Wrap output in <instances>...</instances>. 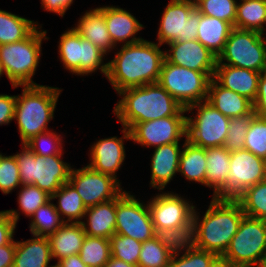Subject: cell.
<instances>
[{
	"mask_svg": "<svg viewBox=\"0 0 266 267\" xmlns=\"http://www.w3.org/2000/svg\"><path fill=\"white\" fill-rule=\"evenodd\" d=\"M158 43L142 40L121 46L108 62L107 79L118 93L121 90L158 82L165 51Z\"/></svg>",
	"mask_w": 266,
	"mask_h": 267,
	"instance_id": "cell-1",
	"label": "cell"
},
{
	"mask_svg": "<svg viewBox=\"0 0 266 267\" xmlns=\"http://www.w3.org/2000/svg\"><path fill=\"white\" fill-rule=\"evenodd\" d=\"M122 96L113 112L128 130L136 123L167 116H185V108L158 82L131 87L118 92Z\"/></svg>",
	"mask_w": 266,
	"mask_h": 267,
	"instance_id": "cell-2",
	"label": "cell"
},
{
	"mask_svg": "<svg viewBox=\"0 0 266 267\" xmlns=\"http://www.w3.org/2000/svg\"><path fill=\"white\" fill-rule=\"evenodd\" d=\"M198 214L195 209L193 214V221L196 225L195 247L213 252L221 257L245 216L241 204L236 199L212 197L202 220Z\"/></svg>",
	"mask_w": 266,
	"mask_h": 267,
	"instance_id": "cell-3",
	"label": "cell"
},
{
	"mask_svg": "<svg viewBox=\"0 0 266 267\" xmlns=\"http://www.w3.org/2000/svg\"><path fill=\"white\" fill-rule=\"evenodd\" d=\"M22 87V94L16 95L14 120L23 145L36 135L49 131L47 125L54 117L62 89L44 85Z\"/></svg>",
	"mask_w": 266,
	"mask_h": 267,
	"instance_id": "cell-4",
	"label": "cell"
},
{
	"mask_svg": "<svg viewBox=\"0 0 266 267\" xmlns=\"http://www.w3.org/2000/svg\"><path fill=\"white\" fill-rule=\"evenodd\" d=\"M37 26L25 39L0 45V62L6 77L13 88L26 85H39L32 80L41 57L42 40L46 30Z\"/></svg>",
	"mask_w": 266,
	"mask_h": 267,
	"instance_id": "cell-5",
	"label": "cell"
},
{
	"mask_svg": "<svg viewBox=\"0 0 266 267\" xmlns=\"http://www.w3.org/2000/svg\"><path fill=\"white\" fill-rule=\"evenodd\" d=\"M22 147V151L14 155L22 185H34L52 195L69 181L72 168L62 160L63 154L43 157L32 152L26 144Z\"/></svg>",
	"mask_w": 266,
	"mask_h": 267,
	"instance_id": "cell-6",
	"label": "cell"
},
{
	"mask_svg": "<svg viewBox=\"0 0 266 267\" xmlns=\"http://www.w3.org/2000/svg\"><path fill=\"white\" fill-rule=\"evenodd\" d=\"M266 256V220L244 216L221 260L234 267H259Z\"/></svg>",
	"mask_w": 266,
	"mask_h": 267,
	"instance_id": "cell-7",
	"label": "cell"
},
{
	"mask_svg": "<svg viewBox=\"0 0 266 267\" xmlns=\"http://www.w3.org/2000/svg\"><path fill=\"white\" fill-rule=\"evenodd\" d=\"M214 73L177 66L165 59L158 83L184 108H187L207 100L209 82Z\"/></svg>",
	"mask_w": 266,
	"mask_h": 267,
	"instance_id": "cell-8",
	"label": "cell"
},
{
	"mask_svg": "<svg viewBox=\"0 0 266 267\" xmlns=\"http://www.w3.org/2000/svg\"><path fill=\"white\" fill-rule=\"evenodd\" d=\"M216 64H226L262 73L266 69L264 35L254 30L233 28Z\"/></svg>",
	"mask_w": 266,
	"mask_h": 267,
	"instance_id": "cell-9",
	"label": "cell"
},
{
	"mask_svg": "<svg viewBox=\"0 0 266 267\" xmlns=\"http://www.w3.org/2000/svg\"><path fill=\"white\" fill-rule=\"evenodd\" d=\"M196 109L194 117H186L187 140L201 148L224 146L230 118L224 116L207 100L185 108L186 112Z\"/></svg>",
	"mask_w": 266,
	"mask_h": 267,
	"instance_id": "cell-10",
	"label": "cell"
},
{
	"mask_svg": "<svg viewBox=\"0 0 266 267\" xmlns=\"http://www.w3.org/2000/svg\"><path fill=\"white\" fill-rule=\"evenodd\" d=\"M58 49L64 68L72 74L84 76L99 69L107 76L108 63H103L107 54L82 38L74 27L61 35Z\"/></svg>",
	"mask_w": 266,
	"mask_h": 267,
	"instance_id": "cell-11",
	"label": "cell"
},
{
	"mask_svg": "<svg viewBox=\"0 0 266 267\" xmlns=\"http://www.w3.org/2000/svg\"><path fill=\"white\" fill-rule=\"evenodd\" d=\"M200 11L193 0H171L165 7L158 28V44L197 39Z\"/></svg>",
	"mask_w": 266,
	"mask_h": 267,
	"instance_id": "cell-12",
	"label": "cell"
},
{
	"mask_svg": "<svg viewBox=\"0 0 266 267\" xmlns=\"http://www.w3.org/2000/svg\"><path fill=\"white\" fill-rule=\"evenodd\" d=\"M115 234L140 242L155 236L148 204H143L125 190L116 198Z\"/></svg>",
	"mask_w": 266,
	"mask_h": 267,
	"instance_id": "cell-13",
	"label": "cell"
},
{
	"mask_svg": "<svg viewBox=\"0 0 266 267\" xmlns=\"http://www.w3.org/2000/svg\"><path fill=\"white\" fill-rule=\"evenodd\" d=\"M229 165L227 184L214 198L236 199L265 179V160L246 149L231 152Z\"/></svg>",
	"mask_w": 266,
	"mask_h": 267,
	"instance_id": "cell-14",
	"label": "cell"
},
{
	"mask_svg": "<svg viewBox=\"0 0 266 267\" xmlns=\"http://www.w3.org/2000/svg\"><path fill=\"white\" fill-rule=\"evenodd\" d=\"M81 196L86 208L117 198L122 192L120 180L94 171L89 166L71 169L68 181Z\"/></svg>",
	"mask_w": 266,
	"mask_h": 267,
	"instance_id": "cell-15",
	"label": "cell"
},
{
	"mask_svg": "<svg viewBox=\"0 0 266 267\" xmlns=\"http://www.w3.org/2000/svg\"><path fill=\"white\" fill-rule=\"evenodd\" d=\"M187 116H167L134 124L130 129L131 140L143 147L154 148L178 143L186 137Z\"/></svg>",
	"mask_w": 266,
	"mask_h": 267,
	"instance_id": "cell-16",
	"label": "cell"
},
{
	"mask_svg": "<svg viewBox=\"0 0 266 267\" xmlns=\"http://www.w3.org/2000/svg\"><path fill=\"white\" fill-rule=\"evenodd\" d=\"M150 200L147 203L154 229L178 228L193 220L196 207L177 193L162 192Z\"/></svg>",
	"mask_w": 266,
	"mask_h": 267,
	"instance_id": "cell-17",
	"label": "cell"
},
{
	"mask_svg": "<svg viewBox=\"0 0 266 267\" xmlns=\"http://www.w3.org/2000/svg\"><path fill=\"white\" fill-rule=\"evenodd\" d=\"M124 135L104 138L93 143L90 151L91 162L87 165L91 169L103 174L110 175L117 179V171L123 165L126 153L124 139L131 140L130 131L124 127L121 131Z\"/></svg>",
	"mask_w": 266,
	"mask_h": 267,
	"instance_id": "cell-18",
	"label": "cell"
},
{
	"mask_svg": "<svg viewBox=\"0 0 266 267\" xmlns=\"http://www.w3.org/2000/svg\"><path fill=\"white\" fill-rule=\"evenodd\" d=\"M167 44L170 49L165 51V59L169 63L201 72H215L217 57L197 39Z\"/></svg>",
	"mask_w": 266,
	"mask_h": 267,
	"instance_id": "cell-19",
	"label": "cell"
},
{
	"mask_svg": "<svg viewBox=\"0 0 266 267\" xmlns=\"http://www.w3.org/2000/svg\"><path fill=\"white\" fill-rule=\"evenodd\" d=\"M260 75V72L253 70L216 64L213 78L224 88L246 97L253 103L257 95Z\"/></svg>",
	"mask_w": 266,
	"mask_h": 267,
	"instance_id": "cell-20",
	"label": "cell"
},
{
	"mask_svg": "<svg viewBox=\"0 0 266 267\" xmlns=\"http://www.w3.org/2000/svg\"><path fill=\"white\" fill-rule=\"evenodd\" d=\"M104 18L110 38L115 46L120 42L128 45L144 40L142 37L137 38L135 36L144 26L125 9L118 6H104Z\"/></svg>",
	"mask_w": 266,
	"mask_h": 267,
	"instance_id": "cell-21",
	"label": "cell"
},
{
	"mask_svg": "<svg viewBox=\"0 0 266 267\" xmlns=\"http://www.w3.org/2000/svg\"><path fill=\"white\" fill-rule=\"evenodd\" d=\"M181 151L179 142L155 148L151 158V187L159 191L164 190L175 174L178 173Z\"/></svg>",
	"mask_w": 266,
	"mask_h": 267,
	"instance_id": "cell-22",
	"label": "cell"
},
{
	"mask_svg": "<svg viewBox=\"0 0 266 267\" xmlns=\"http://www.w3.org/2000/svg\"><path fill=\"white\" fill-rule=\"evenodd\" d=\"M207 101L228 118L249 115L253 111L249 99L224 88L214 78L209 82Z\"/></svg>",
	"mask_w": 266,
	"mask_h": 267,
	"instance_id": "cell-23",
	"label": "cell"
},
{
	"mask_svg": "<svg viewBox=\"0 0 266 267\" xmlns=\"http://www.w3.org/2000/svg\"><path fill=\"white\" fill-rule=\"evenodd\" d=\"M74 29L80 36L89 40L106 54L116 46L113 44L104 18V6L86 11L79 19Z\"/></svg>",
	"mask_w": 266,
	"mask_h": 267,
	"instance_id": "cell-24",
	"label": "cell"
},
{
	"mask_svg": "<svg viewBox=\"0 0 266 267\" xmlns=\"http://www.w3.org/2000/svg\"><path fill=\"white\" fill-rule=\"evenodd\" d=\"M85 215L87 222L81 224L87 236L110 239L115 234L116 198L87 208Z\"/></svg>",
	"mask_w": 266,
	"mask_h": 267,
	"instance_id": "cell-25",
	"label": "cell"
},
{
	"mask_svg": "<svg viewBox=\"0 0 266 267\" xmlns=\"http://www.w3.org/2000/svg\"><path fill=\"white\" fill-rule=\"evenodd\" d=\"M86 234L81 223H64L48 236L52 258L61 259L79 254Z\"/></svg>",
	"mask_w": 266,
	"mask_h": 267,
	"instance_id": "cell-26",
	"label": "cell"
},
{
	"mask_svg": "<svg viewBox=\"0 0 266 267\" xmlns=\"http://www.w3.org/2000/svg\"><path fill=\"white\" fill-rule=\"evenodd\" d=\"M26 241H16L13 267H54L47 237L35 236Z\"/></svg>",
	"mask_w": 266,
	"mask_h": 267,
	"instance_id": "cell-27",
	"label": "cell"
},
{
	"mask_svg": "<svg viewBox=\"0 0 266 267\" xmlns=\"http://www.w3.org/2000/svg\"><path fill=\"white\" fill-rule=\"evenodd\" d=\"M233 28L224 20L200 12L197 40L218 58Z\"/></svg>",
	"mask_w": 266,
	"mask_h": 267,
	"instance_id": "cell-28",
	"label": "cell"
},
{
	"mask_svg": "<svg viewBox=\"0 0 266 267\" xmlns=\"http://www.w3.org/2000/svg\"><path fill=\"white\" fill-rule=\"evenodd\" d=\"M231 152L224 146L206 148V186L215 197L227 184Z\"/></svg>",
	"mask_w": 266,
	"mask_h": 267,
	"instance_id": "cell-29",
	"label": "cell"
},
{
	"mask_svg": "<svg viewBox=\"0 0 266 267\" xmlns=\"http://www.w3.org/2000/svg\"><path fill=\"white\" fill-rule=\"evenodd\" d=\"M206 149L191 144L187 137L180 154L178 173L206 186Z\"/></svg>",
	"mask_w": 266,
	"mask_h": 267,
	"instance_id": "cell-30",
	"label": "cell"
},
{
	"mask_svg": "<svg viewBox=\"0 0 266 267\" xmlns=\"http://www.w3.org/2000/svg\"><path fill=\"white\" fill-rule=\"evenodd\" d=\"M155 237L172 254H180L196 246V225L192 220L184 226L170 229H154Z\"/></svg>",
	"mask_w": 266,
	"mask_h": 267,
	"instance_id": "cell-31",
	"label": "cell"
},
{
	"mask_svg": "<svg viewBox=\"0 0 266 267\" xmlns=\"http://www.w3.org/2000/svg\"><path fill=\"white\" fill-rule=\"evenodd\" d=\"M58 198V205H55L56 210L59 212L62 220L65 223H81L87 210L81 196L76 189L69 183H64L54 194L51 199ZM65 216L67 220H65Z\"/></svg>",
	"mask_w": 266,
	"mask_h": 267,
	"instance_id": "cell-32",
	"label": "cell"
},
{
	"mask_svg": "<svg viewBox=\"0 0 266 267\" xmlns=\"http://www.w3.org/2000/svg\"><path fill=\"white\" fill-rule=\"evenodd\" d=\"M240 2H237L234 28L254 30L264 34L266 0H240Z\"/></svg>",
	"mask_w": 266,
	"mask_h": 267,
	"instance_id": "cell-33",
	"label": "cell"
},
{
	"mask_svg": "<svg viewBox=\"0 0 266 267\" xmlns=\"http://www.w3.org/2000/svg\"><path fill=\"white\" fill-rule=\"evenodd\" d=\"M38 22L0 9V45L25 39Z\"/></svg>",
	"mask_w": 266,
	"mask_h": 267,
	"instance_id": "cell-34",
	"label": "cell"
},
{
	"mask_svg": "<svg viewBox=\"0 0 266 267\" xmlns=\"http://www.w3.org/2000/svg\"><path fill=\"white\" fill-rule=\"evenodd\" d=\"M51 201L41 205L30 217L32 235L48 237L65 223Z\"/></svg>",
	"mask_w": 266,
	"mask_h": 267,
	"instance_id": "cell-35",
	"label": "cell"
},
{
	"mask_svg": "<svg viewBox=\"0 0 266 267\" xmlns=\"http://www.w3.org/2000/svg\"><path fill=\"white\" fill-rule=\"evenodd\" d=\"M79 256L88 267H104L111 257L110 240L86 235Z\"/></svg>",
	"mask_w": 266,
	"mask_h": 267,
	"instance_id": "cell-36",
	"label": "cell"
},
{
	"mask_svg": "<svg viewBox=\"0 0 266 267\" xmlns=\"http://www.w3.org/2000/svg\"><path fill=\"white\" fill-rule=\"evenodd\" d=\"M236 200L245 216L266 220V180L247 188Z\"/></svg>",
	"mask_w": 266,
	"mask_h": 267,
	"instance_id": "cell-37",
	"label": "cell"
},
{
	"mask_svg": "<svg viewBox=\"0 0 266 267\" xmlns=\"http://www.w3.org/2000/svg\"><path fill=\"white\" fill-rule=\"evenodd\" d=\"M172 254L154 236L142 242L138 267H168Z\"/></svg>",
	"mask_w": 266,
	"mask_h": 267,
	"instance_id": "cell-38",
	"label": "cell"
},
{
	"mask_svg": "<svg viewBox=\"0 0 266 267\" xmlns=\"http://www.w3.org/2000/svg\"><path fill=\"white\" fill-rule=\"evenodd\" d=\"M109 240L112 257L131 265H138L142 242L119 234H113Z\"/></svg>",
	"mask_w": 266,
	"mask_h": 267,
	"instance_id": "cell-39",
	"label": "cell"
},
{
	"mask_svg": "<svg viewBox=\"0 0 266 267\" xmlns=\"http://www.w3.org/2000/svg\"><path fill=\"white\" fill-rule=\"evenodd\" d=\"M244 149L266 159V117L254 115L249 123Z\"/></svg>",
	"mask_w": 266,
	"mask_h": 267,
	"instance_id": "cell-40",
	"label": "cell"
},
{
	"mask_svg": "<svg viewBox=\"0 0 266 267\" xmlns=\"http://www.w3.org/2000/svg\"><path fill=\"white\" fill-rule=\"evenodd\" d=\"M195 7L205 16L215 17L230 23L236 20V0H196Z\"/></svg>",
	"mask_w": 266,
	"mask_h": 267,
	"instance_id": "cell-41",
	"label": "cell"
},
{
	"mask_svg": "<svg viewBox=\"0 0 266 267\" xmlns=\"http://www.w3.org/2000/svg\"><path fill=\"white\" fill-rule=\"evenodd\" d=\"M178 256L172 255L168 267H212L220 259L217 254L196 247Z\"/></svg>",
	"mask_w": 266,
	"mask_h": 267,
	"instance_id": "cell-42",
	"label": "cell"
},
{
	"mask_svg": "<svg viewBox=\"0 0 266 267\" xmlns=\"http://www.w3.org/2000/svg\"><path fill=\"white\" fill-rule=\"evenodd\" d=\"M62 137L50 130L36 135L26 143V146L36 155L43 157L62 154Z\"/></svg>",
	"mask_w": 266,
	"mask_h": 267,
	"instance_id": "cell-43",
	"label": "cell"
},
{
	"mask_svg": "<svg viewBox=\"0 0 266 267\" xmlns=\"http://www.w3.org/2000/svg\"><path fill=\"white\" fill-rule=\"evenodd\" d=\"M254 115L255 113L252 111L249 115L230 118L224 143V147L230 152L244 149L246 133Z\"/></svg>",
	"mask_w": 266,
	"mask_h": 267,
	"instance_id": "cell-44",
	"label": "cell"
},
{
	"mask_svg": "<svg viewBox=\"0 0 266 267\" xmlns=\"http://www.w3.org/2000/svg\"><path fill=\"white\" fill-rule=\"evenodd\" d=\"M18 193L19 209L22 210L27 217H31L33 213L43 204L51 199L46 191L41 190L34 185H21Z\"/></svg>",
	"mask_w": 266,
	"mask_h": 267,
	"instance_id": "cell-45",
	"label": "cell"
},
{
	"mask_svg": "<svg viewBox=\"0 0 266 267\" xmlns=\"http://www.w3.org/2000/svg\"><path fill=\"white\" fill-rule=\"evenodd\" d=\"M22 185L19 168L14 155L0 156V190L3 194H9L12 190Z\"/></svg>",
	"mask_w": 266,
	"mask_h": 267,
	"instance_id": "cell-46",
	"label": "cell"
},
{
	"mask_svg": "<svg viewBox=\"0 0 266 267\" xmlns=\"http://www.w3.org/2000/svg\"><path fill=\"white\" fill-rule=\"evenodd\" d=\"M20 212L17 210L0 211V246L9 244L13 240L15 228Z\"/></svg>",
	"mask_w": 266,
	"mask_h": 267,
	"instance_id": "cell-47",
	"label": "cell"
},
{
	"mask_svg": "<svg viewBox=\"0 0 266 267\" xmlns=\"http://www.w3.org/2000/svg\"><path fill=\"white\" fill-rule=\"evenodd\" d=\"M16 96L0 94V125H8L14 120Z\"/></svg>",
	"mask_w": 266,
	"mask_h": 267,
	"instance_id": "cell-48",
	"label": "cell"
},
{
	"mask_svg": "<svg viewBox=\"0 0 266 267\" xmlns=\"http://www.w3.org/2000/svg\"><path fill=\"white\" fill-rule=\"evenodd\" d=\"M253 112L261 117H266V69L261 73L258 81V90L253 102Z\"/></svg>",
	"mask_w": 266,
	"mask_h": 267,
	"instance_id": "cell-49",
	"label": "cell"
},
{
	"mask_svg": "<svg viewBox=\"0 0 266 267\" xmlns=\"http://www.w3.org/2000/svg\"><path fill=\"white\" fill-rule=\"evenodd\" d=\"M73 2L74 0H41V6L44 11L57 13L63 17Z\"/></svg>",
	"mask_w": 266,
	"mask_h": 267,
	"instance_id": "cell-50",
	"label": "cell"
},
{
	"mask_svg": "<svg viewBox=\"0 0 266 267\" xmlns=\"http://www.w3.org/2000/svg\"><path fill=\"white\" fill-rule=\"evenodd\" d=\"M16 250V241L0 246V267H13Z\"/></svg>",
	"mask_w": 266,
	"mask_h": 267,
	"instance_id": "cell-51",
	"label": "cell"
},
{
	"mask_svg": "<svg viewBox=\"0 0 266 267\" xmlns=\"http://www.w3.org/2000/svg\"><path fill=\"white\" fill-rule=\"evenodd\" d=\"M56 267H88L81 259L79 254L71 255L61 259L55 264Z\"/></svg>",
	"mask_w": 266,
	"mask_h": 267,
	"instance_id": "cell-52",
	"label": "cell"
},
{
	"mask_svg": "<svg viewBox=\"0 0 266 267\" xmlns=\"http://www.w3.org/2000/svg\"><path fill=\"white\" fill-rule=\"evenodd\" d=\"M104 267H138L136 265L128 264L122 260L115 259L114 257H110V260L105 264Z\"/></svg>",
	"mask_w": 266,
	"mask_h": 267,
	"instance_id": "cell-53",
	"label": "cell"
},
{
	"mask_svg": "<svg viewBox=\"0 0 266 267\" xmlns=\"http://www.w3.org/2000/svg\"><path fill=\"white\" fill-rule=\"evenodd\" d=\"M212 267H234L228 262L219 259Z\"/></svg>",
	"mask_w": 266,
	"mask_h": 267,
	"instance_id": "cell-54",
	"label": "cell"
},
{
	"mask_svg": "<svg viewBox=\"0 0 266 267\" xmlns=\"http://www.w3.org/2000/svg\"><path fill=\"white\" fill-rule=\"evenodd\" d=\"M3 74H5V72H4L2 63L0 62V78H1V76H2Z\"/></svg>",
	"mask_w": 266,
	"mask_h": 267,
	"instance_id": "cell-55",
	"label": "cell"
},
{
	"mask_svg": "<svg viewBox=\"0 0 266 267\" xmlns=\"http://www.w3.org/2000/svg\"><path fill=\"white\" fill-rule=\"evenodd\" d=\"M259 267H266V256L265 258L262 260V263Z\"/></svg>",
	"mask_w": 266,
	"mask_h": 267,
	"instance_id": "cell-56",
	"label": "cell"
},
{
	"mask_svg": "<svg viewBox=\"0 0 266 267\" xmlns=\"http://www.w3.org/2000/svg\"><path fill=\"white\" fill-rule=\"evenodd\" d=\"M266 180V159H265V179Z\"/></svg>",
	"mask_w": 266,
	"mask_h": 267,
	"instance_id": "cell-57",
	"label": "cell"
}]
</instances>
